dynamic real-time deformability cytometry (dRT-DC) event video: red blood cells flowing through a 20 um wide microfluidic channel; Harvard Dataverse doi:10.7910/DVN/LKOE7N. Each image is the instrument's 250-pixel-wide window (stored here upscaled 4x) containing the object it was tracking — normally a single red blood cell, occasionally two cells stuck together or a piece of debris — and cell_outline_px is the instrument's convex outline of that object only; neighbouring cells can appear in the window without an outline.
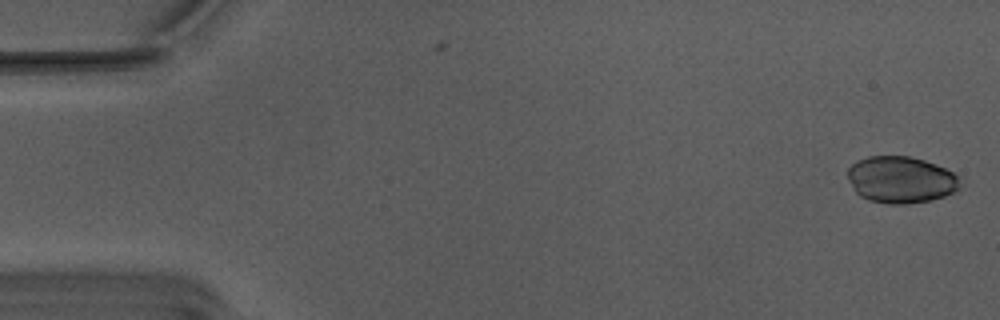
{"species": "Egyptian fruit bat (a non-hibernating species)", "species_latin": "Rousettus aegyptiacus", "temperature_condition": "warm", "stored_images_in_passage": 11, "camera_frame_rate_fps": 3000, "um_per_image_px": 0.085, "animal": {"sex": "male"}, "frame": {"image": 1, "passage_image": 1, "time_ms": 0.0, "image_size_px": [1000, 320], "cell_outline_px": [[960, 188], [944, 196], [932, 200], [904, 204], [892, 204], [868, 200], [860, 196], [856, 192], [848, 180], [848, 168], [856, 160], [868, 156], [908, 156], [924, 160], [936, 164], [952, 172], [956, 176]], "centroid_in_image_um": [76.53, 15.27], "position_along_channel_um": 8.5, "area_um2": 30.46}}